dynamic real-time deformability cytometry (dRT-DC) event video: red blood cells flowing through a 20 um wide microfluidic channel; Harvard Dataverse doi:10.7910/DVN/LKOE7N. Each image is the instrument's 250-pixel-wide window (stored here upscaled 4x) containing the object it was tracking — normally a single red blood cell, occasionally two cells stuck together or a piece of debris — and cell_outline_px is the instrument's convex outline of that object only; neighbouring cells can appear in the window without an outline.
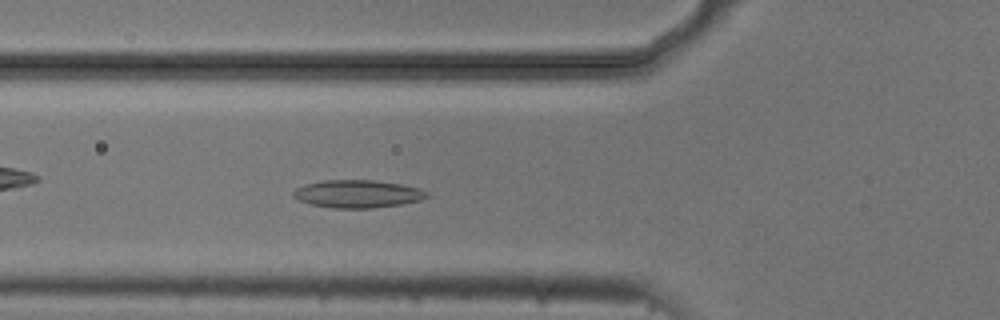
{"species": "common noctule bat (a hibernating species)", "species_latin": "Nyctalus noctula", "temperature_condition": "cold", "stored_images_in_passage": 5, "camera_frame_rate_fps": 3000, "um_per_image_px": 0.085, "animal": {"sex": "male", "body_mass_g": 20.5, "forearm_length_mm": 52.5}, "frame": {"image": 1, "passage_image": 5, "time_ms": 1.333, "image_size_px": [1000, 320], "cell_outline_px": [[428, 196], [420, 200], [400, 204], [372, 208], [332, 208], [312, 204], [300, 200], [292, 196], [292, 192], [296, 188], [304, 184], [324, 180], [376, 180], [400, 184], [420, 188], [428, 192]], "centroid_in_image_um": [30.38, 16.47], "position_along_channel_um": 95.4, "area_um2": 21.56}}